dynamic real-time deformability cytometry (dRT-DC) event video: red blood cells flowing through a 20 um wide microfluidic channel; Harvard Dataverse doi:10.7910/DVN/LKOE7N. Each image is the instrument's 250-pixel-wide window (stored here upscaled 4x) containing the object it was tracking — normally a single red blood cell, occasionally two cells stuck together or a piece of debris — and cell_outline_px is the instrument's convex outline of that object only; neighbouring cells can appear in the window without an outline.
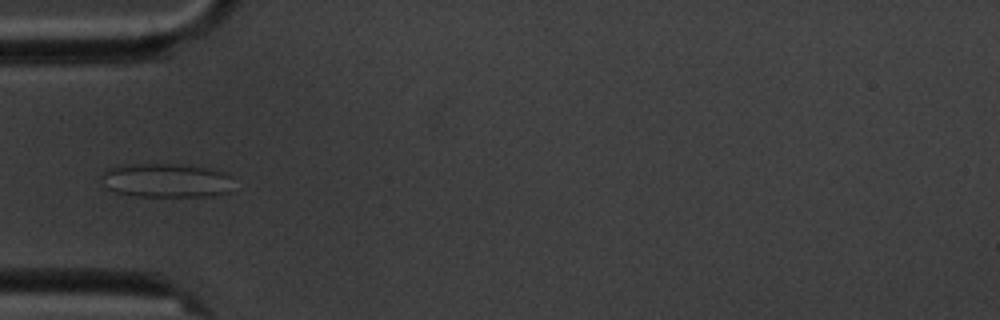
{"species": "common noctule bat (a hibernating species)", "species_latin": "Nyctalus noctula", "temperature_condition": "cold", "stored_images_in_passage": 9, "camera_frame_rate_fps": 3000, "um_per_image_px": 0.085, "animal": {"sex": "male", "body_mass_g": 20.1, "forearm_length_mm": 53.5}, "frame": {"image": 1, "passage_image": 7, "time_ms": 7.0, "image_size_px": [1000, 320], "cell_outline_px": [[232, 176], [228, 192], [212, 196], [136, 196], [112, 192], [108, 188], [100, 176], [104, 168], [124, 164], [172, 164], [212, 168], [228, 172]], "centroid_in_image_um": [14.1, 15.32], "position_along_channel_um": 70.9, "area_um2": 26.53}}
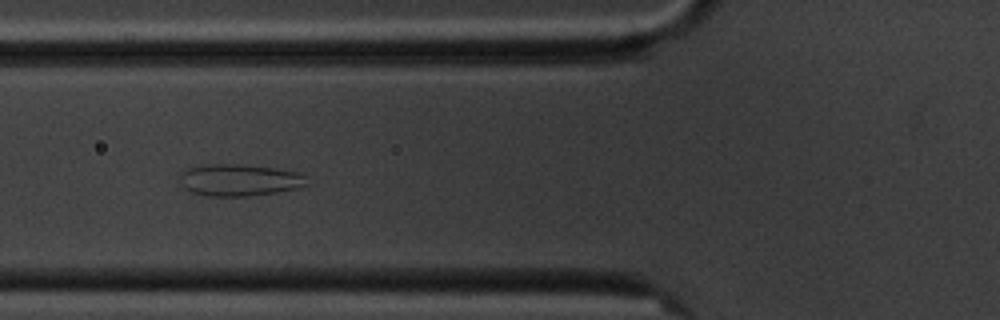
{"frame": {"image": 2, "passage_image": 8, "time_ms": 8.0, "image_size_px": [1000, 320], "cell_outline_px": [[312, 184], [300, 188], [276, 192], [248, 196], [208, 196], [192, 192], [184, 188], [180, 184], [180, 172], [188, 168], [204, 164], [244, 164], [276, 168], [300, 172]], "centroid_in_image_um": [20.38, 15.3], "position_along_channel_um": 105.4, "area_um2": 24.04}}